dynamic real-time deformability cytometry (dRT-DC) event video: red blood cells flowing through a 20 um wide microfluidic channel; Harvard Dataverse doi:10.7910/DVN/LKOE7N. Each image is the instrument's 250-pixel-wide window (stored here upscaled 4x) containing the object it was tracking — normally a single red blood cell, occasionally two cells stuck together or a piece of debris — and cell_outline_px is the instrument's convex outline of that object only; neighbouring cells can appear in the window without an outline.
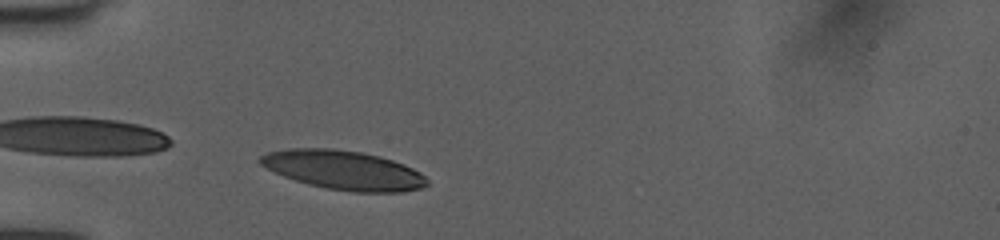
{"species": "human", "species_latin": "Homo sapiens", "temperature_condition": "room temperature", "stored_images_in_passage": 33, "camera_frame_rate_fps": 3000, "um_per_image_px": 0.085, "donor": {"sex": "female"}, "frame": {"image": 1, "passage_image": 1, "time_ms": 0.0, "image_size_px": [1000, 240], "cell_outline_px": [[428, 184], [420, 188], [400, 192], [352, 192], [328, 188], [308, 184], [284, 176], [260, 164], [256, 160], [260, 156], [268, 152], [288, 148], [332, 148], [360, 152], [380, 156], [404, 164], [420, 172], [428, 180]], "centroid_in_image_um": [29.2, 14.45], "position_along_channel_um": 55.8, "area_um2": 37.86}}
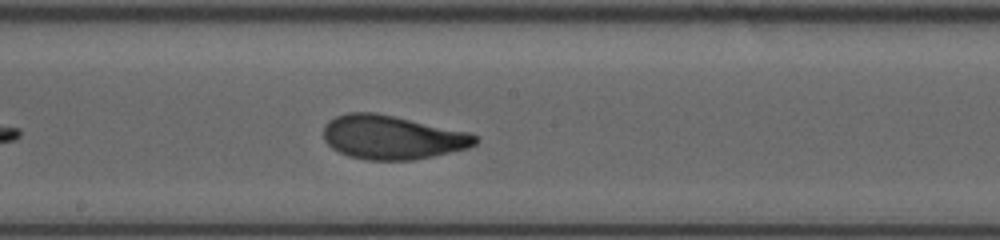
{"frame": {"image": 2, "passage_image": 14, "time_ms": 4.333, "image_size_px": [1000, 240], "cell_outline_px": [[480, 140], [476, 144], [468, 148], [432, 156], [412, 160], [364, 160], [348, 156], [332, 148], [324, 140], [324, 124], [328, 120], [336, 116], [348, 112], [376, 112], [468, 132], [480, 136]], "centroid_in_image_um": [33.33, 11.67], "position_along_channel_um": 214.9, "area_um2": 38.96}}
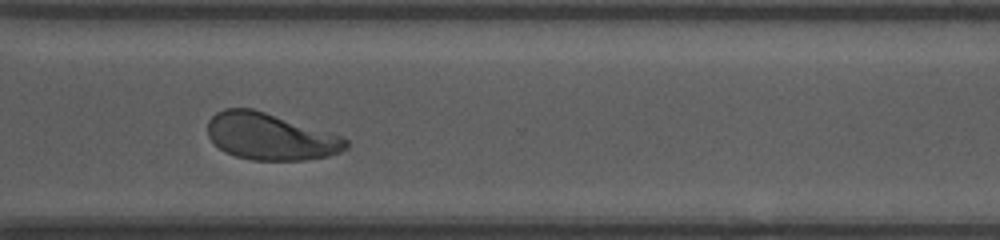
{"frame": {"image": 3, "passage_image": 24, "time_ms": 7.667, "image_size_px": [1000, 240], "cell_outline_px": [[348, 148], [340, 152], [328, 156], [304, 160], [252, 160], [236, 156], [224, 152], [208, 136], [208, 120], [216, 112], [224, 108], [252, 108], [344, 136], [348, 140]], "centroid_in_image_um": [23.0, 11.6], "position_along_channel_um": 347.6, "area_um2": 37.8}, "authors_computed_cell_mechanics": {"area_um2": 38.8994, "velocity_mm_per_s": 4.0009, "shape_relaxation_time_tau1_ms": 3.2665, "shape_relaxation_time_tau2_ms": 1.0567, "deformation_change_tau1": 0.1723, "deformation_change_tau2": 0.0647}}